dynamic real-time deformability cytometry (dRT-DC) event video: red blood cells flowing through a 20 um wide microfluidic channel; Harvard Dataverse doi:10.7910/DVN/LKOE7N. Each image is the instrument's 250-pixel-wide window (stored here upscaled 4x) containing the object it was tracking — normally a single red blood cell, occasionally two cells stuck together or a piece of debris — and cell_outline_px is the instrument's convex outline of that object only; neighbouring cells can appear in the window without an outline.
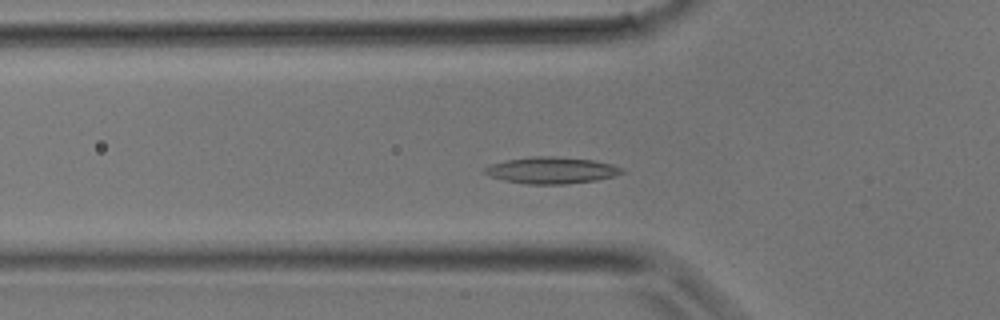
{"species": "common noctule bat (a hibernating species)", "species_latin": "Nyctalus noctula", "temperature_condition": "room temperature", "stored_images_in_passage": 34, "camera_frame_rate_fps": 3000, "um_per_image_px": 0.085, "animal": {"sex": "male", "body_mass_g": 17.9}, "frame": {"image": 1, "passage_image": 11, "time_ms": 3.333, "image_size_px": [1000, 320], "cell_outline_px": [[628, 172], [596, 180], [564, 184], [528, 184], [504, 180], [480, 172], [484, 168], [492, 164], [504, 160], [532, 156], [552, 156], [592, 160], [612, 164], [624, 168]], "centroid_in_image_um": [46.88, 14.47], "position_along_channel_um": 78.9, "area_um2": 21.27}}
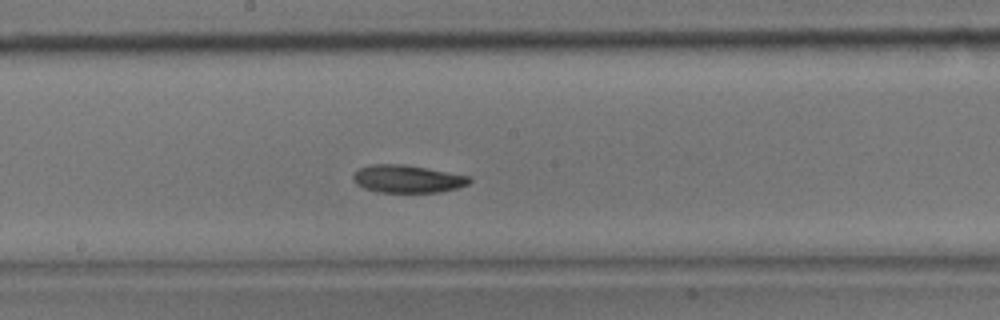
{"frame": {"image": 2, "passage_image": 18, "time_ms": 5.667, "image_size_px": [1000, 320], "cell_outline_px": [[472, 180], [468, 184], [456, 188], [440, 192], [376, 192], [364, 188], [356, 184], [352, 180], [352, 176], [360, 168], [372, 164], [404, 164], [468, 176]], "centroid_in_image_um": [34.59, 15.21], "position_along_channel_um": 213.6, "area_um2": 18.61}}
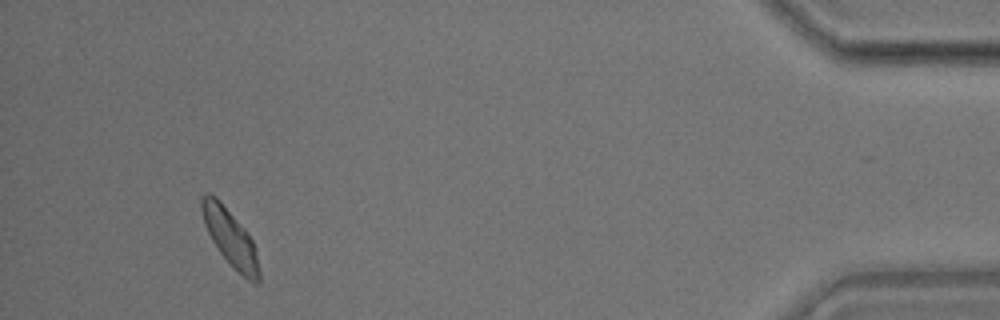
{"frame": {"image": 3, "passage_image": 32, "time_ms": 10.333, "image_size_px": [1000, 320], "cell_outline_px": [[260, 280], [256, 284], [248, 280], [220, 252], [212, 240], [204, 224], [200, 208], [200, 196], [204, 192], [208, 192], [216, 196], [220, 200], [248, 232], [252, 240], [260, 272]], "centroid_in_image_um": [19.53, 20.11], "position_along_channel_um": 415.7, "area_um2": 18.73}}